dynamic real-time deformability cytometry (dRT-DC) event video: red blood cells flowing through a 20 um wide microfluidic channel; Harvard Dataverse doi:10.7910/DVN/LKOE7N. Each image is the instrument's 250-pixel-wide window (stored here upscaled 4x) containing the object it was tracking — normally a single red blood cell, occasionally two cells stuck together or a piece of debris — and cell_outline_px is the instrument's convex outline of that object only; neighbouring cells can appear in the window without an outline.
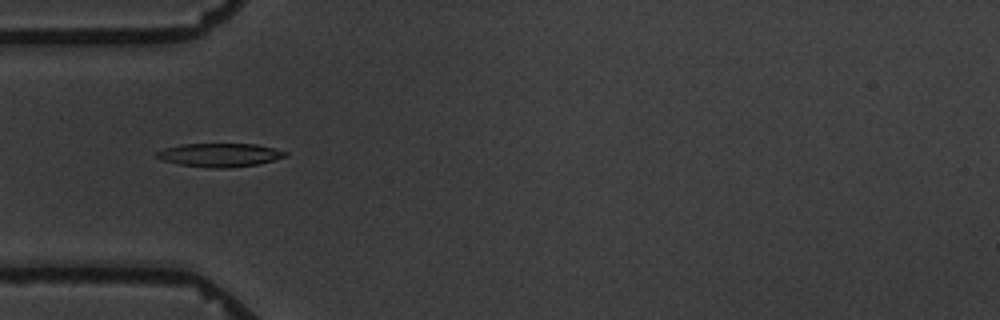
{"species": "common noctule bat (a hibernating species)", "species_latin": "Nyctalus noctula", "temperature_condition": "warm", "stored_images_in_passage": 11, "camera_frame_rate_fps": 3000, "um_per_image_px": 0.085, "animal": {"sex": "male", "body_mass_g": 19.5, "forearm_length_mm": 54.6}, "frame": {"image": 1, "passage_image": 5, "time_ms": 5.333, "image_size_px": [1000, 320], "cell_outline_px": [[288, 156], [260, 164], [228, 168], [208, 168], [180, 164], [164, 160], [156, 156], [156, 152], [164, 148], [180, 144], [256, 144], [276, 148], [288, 152]], "centroid_in_image_um": [18.74, 13.17], "position_along_channel_um": 66.3, "area_um2": 17.74}}
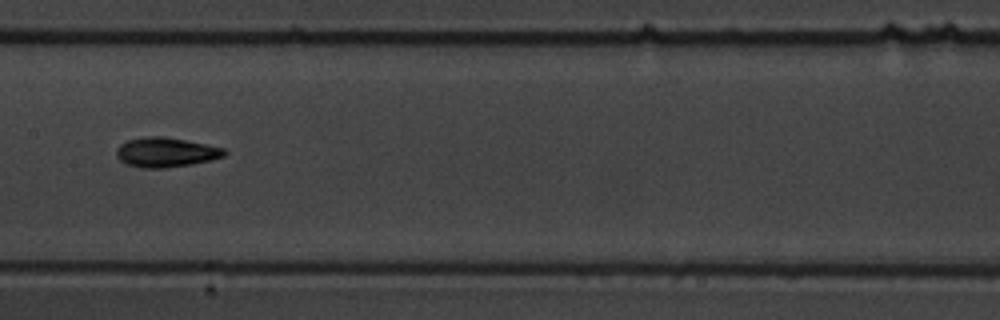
{"frame": {"image": 2, "passage_image": 8, "time_ms": 9.0, "image_size_px": [1000, 320], "cell_outline_px": [[228, 152], [224, 156], [212, 160], [192, 164], [164, 168], [140, 168], [128, 164], [120, 160], [116, 156], [116, 148], [120, 144], [128, 140], [144, 136], [164, 136], [224, 148]], "centroid_in_image_um": [14.08, 12.94], "position_along_channel_um": 193.3, "area_um2": 18.67}}
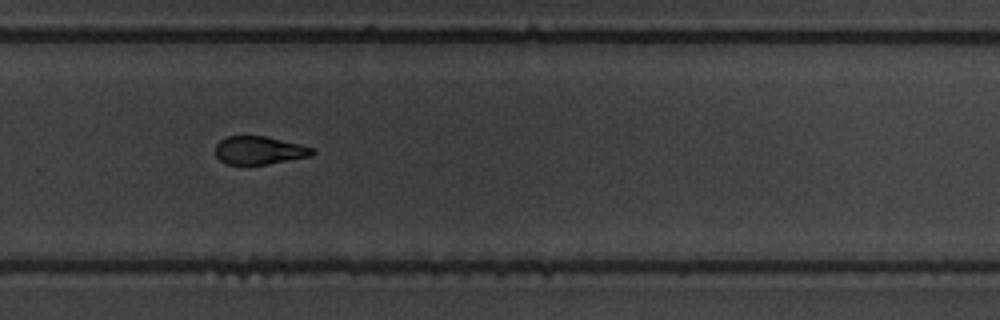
{"frame": {"image": 3, "passage_image": 11, "time_ms": 12.333, "image_size_px": [1000, 320], "cell_outline_px": [[316, 152], [312, 156], [268, 164], [228, 164], [220, 160], [216, 156], [216, 144], [220, 140], [228, 136], [264, 136], [300, 144], [312, 148]], "centroid_in_image_um": [22.05, 12.78], "position_along_channel_um": 307.8, "area_um2": 15.78}}